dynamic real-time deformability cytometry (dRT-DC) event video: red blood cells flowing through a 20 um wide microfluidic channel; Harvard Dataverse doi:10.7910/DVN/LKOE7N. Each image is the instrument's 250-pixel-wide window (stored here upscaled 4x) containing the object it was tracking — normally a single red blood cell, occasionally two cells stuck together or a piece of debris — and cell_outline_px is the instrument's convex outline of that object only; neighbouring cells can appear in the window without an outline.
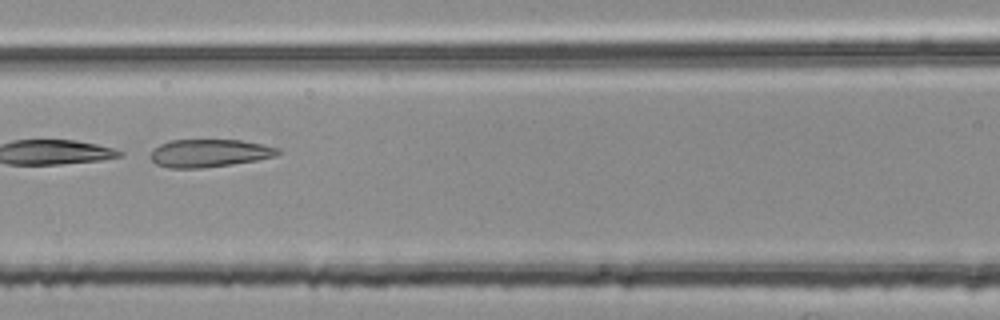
{"species": "common noctule bat (a hibernating species)", "species_latin": "Nyctalus noctula", "temperature_condition": "room temperature", "stored_images_in_passage": 27, "camera_frame_rate_fps": 3000, "um_per_image_px": 0.085, "animal": {"sex": "female", "body_mass_g": 25.1}, "frame": {"image": 1, "passage_image": 13, "time_ms": 4.0, "image_size_px": [1000, 320], "cell_outline_px": [[280, 152], [276, 156], [256, 160], [204, 168], [168, 168], [156, 164], [148, 156], [152, 148], [160, 144], [172, 140], [240, 140], [264, 144], [280, 148]], "centroid_in_image_um": [17.76, 13.01], "position_along_channel_um": 148.8, "area_um2": 20.81}}
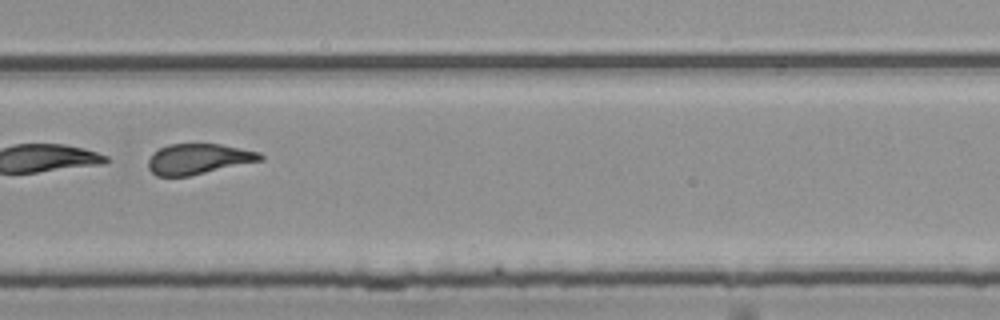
{"frame": {"image": 2, "passage_image": 26, "time_ms": 8.333, "image_size_px": [1000, 320], "cell_outline_px": [[264, 160], [188, 176], [156, 176], [148, 168], [148, 160], [160, 148], [168, 144], [220, 144], [260, 152], [264, 156]], "centroid_in_image_um": [16.9, 13.51], "position_along_channel_um": 312.9, "area_um2": 19.77}}